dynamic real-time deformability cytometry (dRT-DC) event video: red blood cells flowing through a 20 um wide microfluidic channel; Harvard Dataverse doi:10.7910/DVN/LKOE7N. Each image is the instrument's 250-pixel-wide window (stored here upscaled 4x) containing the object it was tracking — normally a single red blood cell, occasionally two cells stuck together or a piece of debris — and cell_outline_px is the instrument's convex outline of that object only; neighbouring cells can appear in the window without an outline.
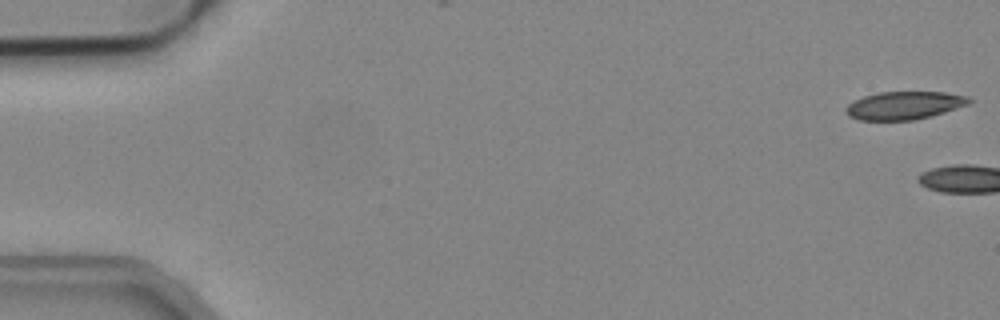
{"species": "common noctule bat (a hibernating species)", "species_latin": "Nyctalus noctula", "temperature_condition": "cold", "stored_images_in_passage": 3, "camera_frame_rate_fps": 3000, "um_per_image_px": 0.085, "animal": {"sex": "male", "body_mass_g": 19.2, "forearm_length_mm": 51.8}, "frame": {"image": 1, "passage_image": 1, "time_ms": 0.0, "image_size_px": [1000, 320], "cell_outline_px": [[972, 100], [968, 104], [932, 116], [916, 120], [860, 120], [848, 116], [844, 112], [844, 108], [848, 104], [864, 96], [880, 92], [944, 92], [968, 96]], "centroid_in_image_um": [76.84, 8.97], "position_along_channel_um": 8.2, "area_um2": 20.11}}